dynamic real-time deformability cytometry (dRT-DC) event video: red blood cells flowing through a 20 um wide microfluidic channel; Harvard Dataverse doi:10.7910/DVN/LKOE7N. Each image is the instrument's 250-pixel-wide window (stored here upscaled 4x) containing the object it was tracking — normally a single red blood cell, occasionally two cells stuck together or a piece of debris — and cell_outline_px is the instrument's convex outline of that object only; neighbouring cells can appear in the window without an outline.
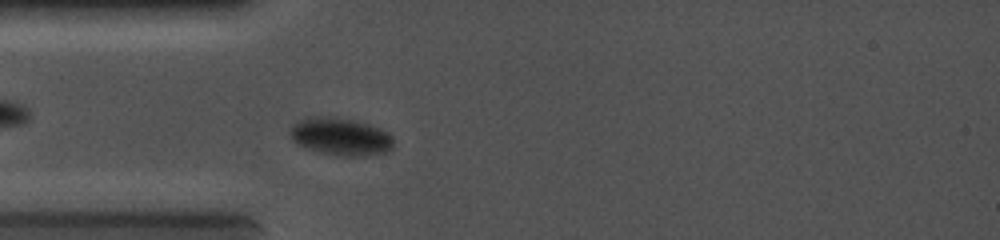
{"species": "common noctule bat (a hibernating species)", "species_latin": "Nyctalus noctula", "temperature_condition": "cold", "stored_images_in_passage": 67, "camera_frame_rate_fps": 5000, "um_per_image_px": 0.085, "animal": {"sex": "female", "body_mass_g": 19.0, "forearm_length_mm": 56.7}, "frame": {"image": 1, "passage_image": 16, "time_ms": 3.0, "image_size_px": [1000, 240], "cell_outline_px": [[392, 148], [388, 152], [364, 156], [344, 156], [320, 152], [308, 148], [292, 140], [288, 132], [292, 124], [304, 116], [336, 116], [356, 120], [380, 128], [388, 132], [392, 136]], "centroid_in_image_um": [28.93, 11.58], "position_along_channel_um": 56.1, "area_um2": 23.0}}
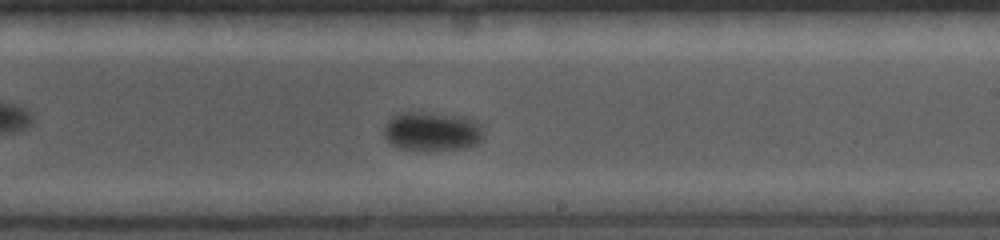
{"frame": {"image": 2, "passage_image": 39, "time_ms": 7.6, "image_size_px": [1000, 240], "cell_outline_px": [[484, 136], [476, 144], [468, 148], [428, 152], [424, 152], [400, 148], [392, 144], [384, 136], [384, 124], [396, 112], [428, 112], [464, 116], [476, 120], [484, 132]], "centroid_in_image_um": [36.73, 11.18], "position_along_channel_um": 252.3, "area_um2": 23.52}}
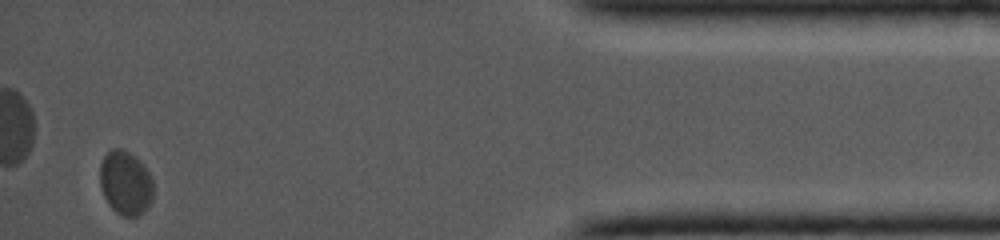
{"frame": {"image": 3, "passage_image": 65, "time_ms": 12.8, "image_size_px": [1000, 240], "cell_outline_px": [[152, 200], [144, 212], [136, 216], [124, 216], [116, 212], [108, 204], [104, 196], [100, 184], [100, 164], [104, 156], [112, 148], [120, 148], [136, 156], [144, 164], [152, 180]], "centroid_in_image_um": [10.67, 15.54], "position_along_channel_um": 424.5, "area_um2": 19.94}}